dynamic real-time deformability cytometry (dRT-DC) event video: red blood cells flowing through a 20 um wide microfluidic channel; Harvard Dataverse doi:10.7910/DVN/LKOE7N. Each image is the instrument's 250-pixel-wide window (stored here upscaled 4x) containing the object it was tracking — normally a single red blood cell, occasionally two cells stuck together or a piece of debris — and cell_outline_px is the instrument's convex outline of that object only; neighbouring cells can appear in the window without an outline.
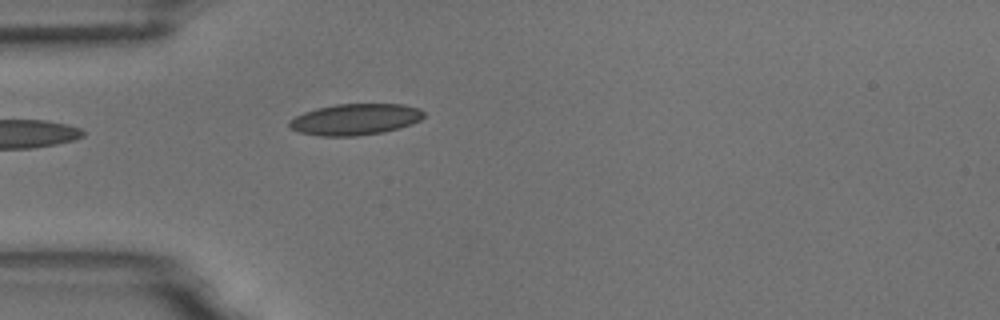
{"species": "common noctule bat (a hibernating species)", "species_latin": "Nyctalus noctula", "temperature_condition": "room temperature", "stored_images_in_passage": 3, "camera_frame_rate_fps": 3000, "um_per_image_px": 0.085, "animal": {"sex": "male", "body_mass_g": 18.8}, "frame": {"image": 1, "passage_image": 3, "time_ms": 3.0, "image_size_px": [1000, 320], "cell_outline_px": [[424, 116], [420, 120], [412, 124], [400, 128], [384, 132], [356, 136], [320, 136], [300, 132], [288, 128], [288, 120], [304, 112], [316, 108], [336, 104], [404, 104], [420, 108], [424, 112]], "centroid_in_image_um": [30.19, 10.14], "position_along_channel_um": 54.8, "area_um2": 24.74}}